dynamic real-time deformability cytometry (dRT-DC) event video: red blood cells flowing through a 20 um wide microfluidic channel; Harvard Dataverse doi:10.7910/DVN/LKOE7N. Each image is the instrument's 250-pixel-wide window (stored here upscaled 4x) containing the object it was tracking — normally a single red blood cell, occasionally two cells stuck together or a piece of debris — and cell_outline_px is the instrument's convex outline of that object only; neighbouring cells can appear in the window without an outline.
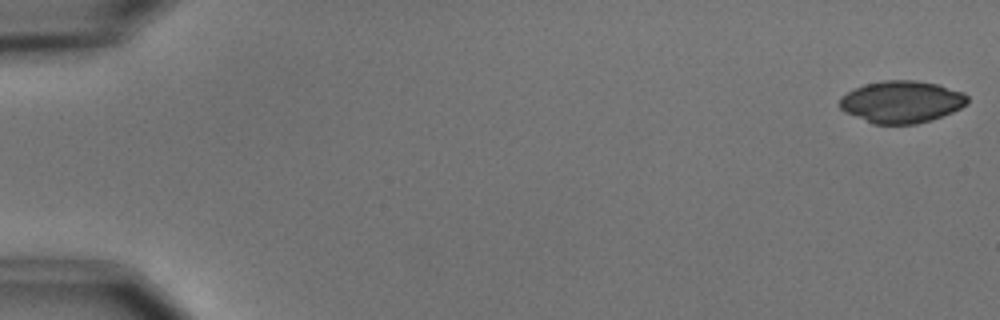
{"species": "common noctule bat (a hibernating species)", "species_latin": "Nyctalus noctula", "temperature_condition": "cold", "stored_images_in_passage": 5, "camera_frame_rate_fps": 3000, "um_per_image_px": 0.085, "animal": {"sex": "male", "body_mass_g": 15.6}, "frame": {"image": 1, "passage_image": 1, "time_ms": 0.0, "image_size_px": [1000, 320], "cell_outline_px": [[968, 104], [952, 112], [932, 120], [916, 124], [872, 124], [844, 112], [836, 104], [840, 96], [864, 84], [880, 80], [916, 80], [940, 84], [964, 92], [968, 96]], "centroid_in_image_um": [76.62, 8.65], "position_along_channel_um": 8.4, "area_um2": 31.91}}